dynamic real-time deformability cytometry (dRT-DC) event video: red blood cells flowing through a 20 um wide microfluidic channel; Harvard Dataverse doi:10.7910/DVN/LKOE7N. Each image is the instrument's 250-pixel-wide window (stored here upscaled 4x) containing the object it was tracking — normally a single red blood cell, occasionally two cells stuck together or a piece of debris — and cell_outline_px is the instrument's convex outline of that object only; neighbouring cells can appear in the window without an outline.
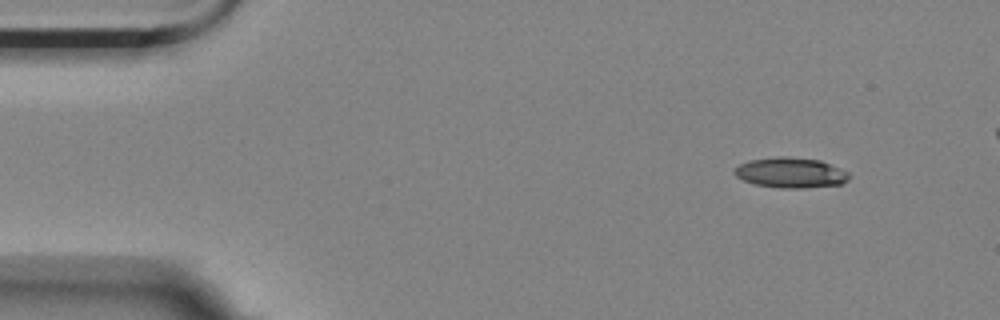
{"species": "Egyptian fruit bat (a non-hibernating species)", "species_latin": "Rousettus aegyptiacus", "temperature_condition": "room temperature", "stored_images_in_passage": 4, "camera_frame_rate_fps": 3000, "um_per_image_px": 0.085, "animal": {"sex": "female"}, "frame": {"image": 1, "passage_image": 1, "time_ms": 0.0, "image_size_px": [1000, 320], "cell_outline_px": [[848, 180], [840, 184], [804, 188], [780, 188], [756, 184], [744, 180], [736, 176], [732, 172], [740, 164], [748, 160], [776, 156], [784, 156], [820, 160], [848, 172]], "centroid_in_image_um": [67.18, 14.67], "position_along_channel_um": 17.8, "area_um2": 20.11}}
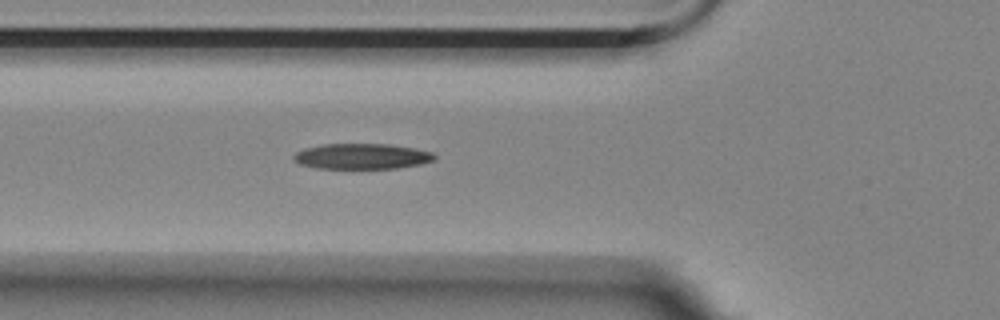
{"frame": {"image": 2, "passage_image": 4, "time_ms": 1.0, "image_size_px": [1000, 320], "cell_outline_px": [[436, 160], [420, 164], [396, 168], [316, 168], [300, 164], [292, 160], [292, 156], [296, 152], [304, 148], [324, 144], [388, 144], [412, 148], [432, 152], [436, 156]], "centroid_in_image_um": [30.73, 13.29], "position_along_channel_um": 95.1, "area_um2": 20.92}}